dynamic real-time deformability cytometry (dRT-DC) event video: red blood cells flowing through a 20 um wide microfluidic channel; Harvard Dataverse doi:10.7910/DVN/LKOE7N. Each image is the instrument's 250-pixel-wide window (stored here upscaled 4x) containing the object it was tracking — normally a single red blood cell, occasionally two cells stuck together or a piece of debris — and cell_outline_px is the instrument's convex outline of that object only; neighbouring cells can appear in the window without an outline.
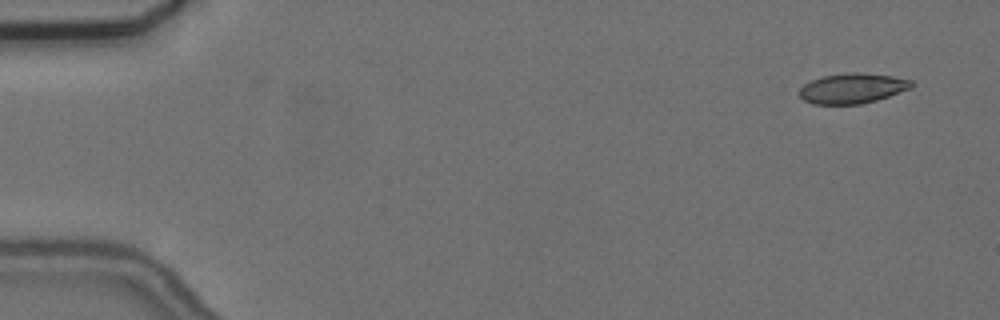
{"species": "common noctule bat (a hibernating species)", "species_latin": "Nyctalus noctula", "temperature_condition": "cold", "stored_images_in_passage": 2, "camera_frame_rate_fps": 3000, "um_per_image_px": 0.085, "animal": {"sex": "female", "body_mass_g": 24.6, "forearm_length_mm": 56.2}, "frame": {"image": 1, "passage_image": 2, "time_ms": 1.333, "image_size_px": [1000, 320], "cell_outline_px": [[916, 84], [912, 88], [876, 100], [860, 104], [812, 104], [804, 100], [800, 96], [800, 88], [804, 84], [812, 80], [824, 76], [848, 72], [860, 72], [892, 76], [912, 80]], "centroid_in_image_um": [72.48, 7.5], "position_along_channel_um": 12.5, "area_um2": 19.71}}